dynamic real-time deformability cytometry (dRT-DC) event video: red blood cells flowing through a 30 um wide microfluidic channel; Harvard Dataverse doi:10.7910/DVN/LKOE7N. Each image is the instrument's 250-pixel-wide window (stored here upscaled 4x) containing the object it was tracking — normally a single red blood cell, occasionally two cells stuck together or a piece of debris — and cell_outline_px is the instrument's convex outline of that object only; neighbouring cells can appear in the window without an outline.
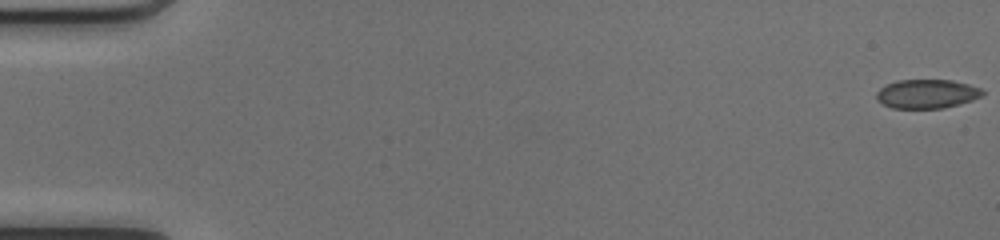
{"species": "common noctule bat (a hibernating species)", "species_latin": "Nyctalus noctula", "temperature_condition": "cold", "stored_images_in_passage": 50, "camera_frame_rate_fps": 3000, "um_per_image_px": 0.085, "animal": {"sex": "female", "body_mass_g": 17.0, "forearm_length_mm": 48.0}, "frame": {"image": 1, "passage_image": 1, "time_ms": 0.0, "image_size_px": [1000, 240], "cell_outline_px": [[984, 92], [980, 96], [972, 100], [944, 108], [892, 108], [876, 100], [876, 92], [880, 88], [896, 80], [952, 80], [968, 84], [980, 88]], "centroid_in_image_um": [78.75, 7.97], "position_along_channel_um": 6.2, "area_um2": 17.8}}
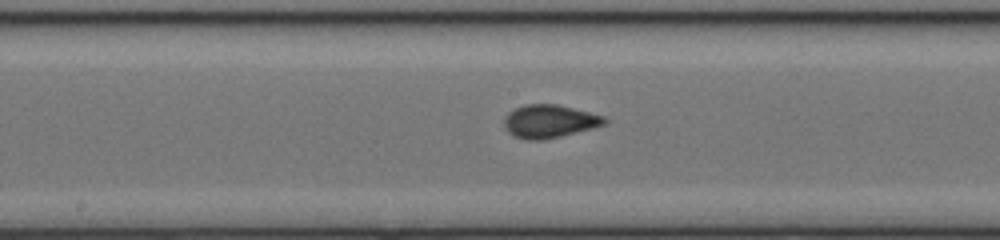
{"frame": {"image": 2, "passage_image": 27, "time_ms": 8.667, "image_size_px": [1000, 240], "cell_outline_px": [[608, 124], [544, 140], [528, 140], [512, 136], [504, 128], [504, 116], [508, 112], [524, 104], [556, 104], [604, 116], [608, 120]], "centroid_in_image_um": [46.67, 10.31], "position_along_channel_um": 201.5, "area_um2": 19.42}}
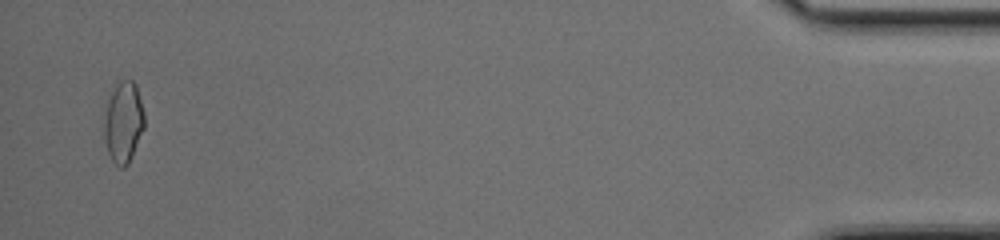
{"frame": {"image": 3, "passage_image": 49, "time_ms": 16.0, "image_size_px": [1000, 240], "cell_outline_px": [[144, 128], [128, 164], [124, 168], [120, 168], [112, 160], [108, 152], [104, 136], [104, 104], [116, 84], [120, 80], [132, 80], [136, 84], [144, 112]], "centroid_in_image_um": [10.47, 10.35], "position_along_channel_um": 424.7, "area_um2": 19.19}, "authors_computed_cell_mechanics": {"area_um2": 18.3515, "velocity_mm_per_s": 4.2176, "shape_relaxation_time_tau1_ms": null, "shape_relaxation_time_tau2_ms": 0.7651, "deformation_change_tau1": null, "deformation_change_tau2": 0.0682}}